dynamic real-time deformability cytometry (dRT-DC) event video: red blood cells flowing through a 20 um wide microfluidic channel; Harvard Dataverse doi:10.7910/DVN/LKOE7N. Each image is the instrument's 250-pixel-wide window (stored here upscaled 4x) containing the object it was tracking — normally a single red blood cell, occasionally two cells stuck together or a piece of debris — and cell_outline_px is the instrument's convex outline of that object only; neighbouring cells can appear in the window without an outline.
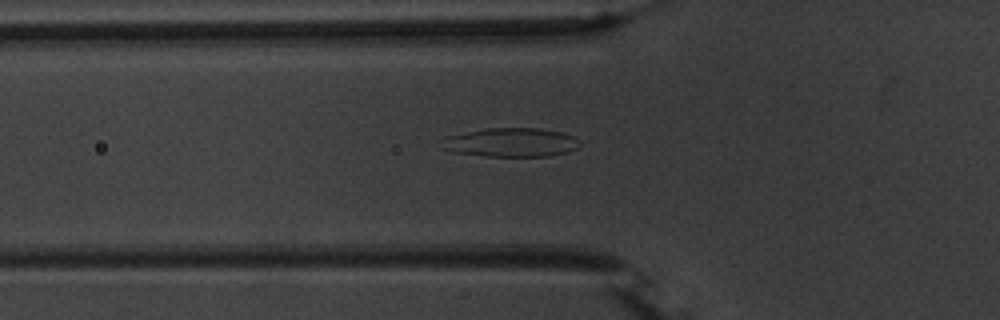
{"species": "common noctule bat (a hibernating species)", "species_latin": "Nyctalus noctula", "temperature_condition": "warm", "stored_images_in_passage": 55, "camera_frame_rate_fps": 3000, "um_per_image_px": 0.085, "animal": {"sex": "male", "body_mass_g": 20.1, "forearm_length_mm": 53.5}, "frame": {"image": 1, "passage_image": 20, "time_ms": 6.333, "image_size_px": [1000, 320], "cell_outline_px": [[580, 144], [576, 148], [568, 152], [548, 156], [484, 156], [452, 152], [440, 148], [444, 136], [484, 128], [540, 128], [560, 132], [572, 136], [580, 140]], "centroid_in_image_um": [43.38, 12.1], "position_along_channel_um": 82.4, "area_um2": 23.47}}
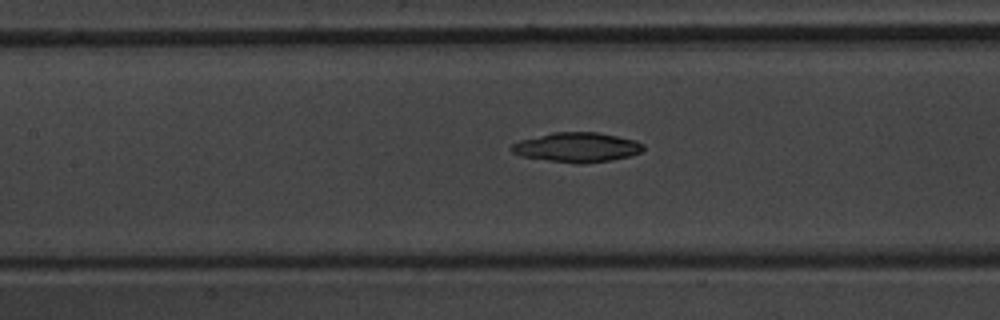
{"frame": {"image": 2, "passage_image": 26, "time_ms": 8.333, "image_size_px": [1000, 320], "cell_outline_px": [[644, 148], [640, 152], [632, 156], [612, 160], [580, 164], [576, 164], [520, 156], [512, 152], [512, 144], [520, 140], [552, 132], [596, 132], [636, 140], [644, 144]], "centroid_in_image_um": [49.06, 12.52], "position_along_channel_um": 158.3, "area_um2": 22.77}}
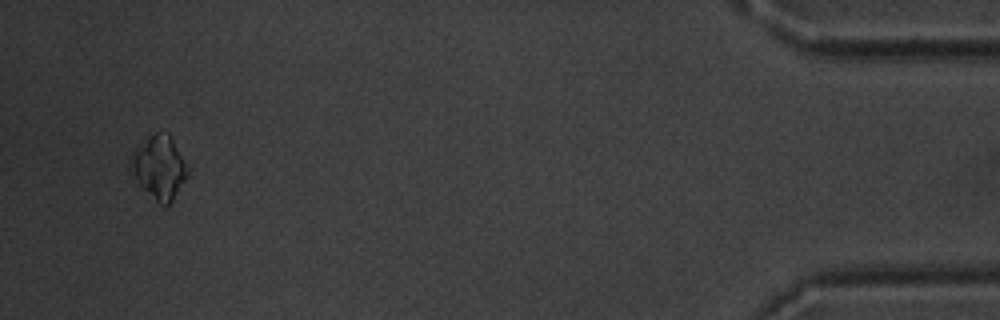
{"frame": {"image": 3, "passage_image": 53, "time_ms": 17.333, "image_size_px": [1000, 320], "cell_outline_px": [[188, 176], [172, 200], [168, 204], [160, 204], [136, 180], [128, 168], [128, 164], [132, 152], [148, 136], [164, 128], [168, 132], [188, 172]], "centroid_in_image_um": [13.48, 14.18], "position_along_channel_um": 421.7, "area_um2": 20.52}, "authors_computed_cell_mechanics": {"area_um2": 22.6576, "velocity_mm_per_s": 3.7318, "shape_relaxation_time_tau1_ms": 5.3142, "shape_relaxation_time_tau2_ms": null, "deformation_change_tau1": 0.1111, "deformation_change_tau2": null}}